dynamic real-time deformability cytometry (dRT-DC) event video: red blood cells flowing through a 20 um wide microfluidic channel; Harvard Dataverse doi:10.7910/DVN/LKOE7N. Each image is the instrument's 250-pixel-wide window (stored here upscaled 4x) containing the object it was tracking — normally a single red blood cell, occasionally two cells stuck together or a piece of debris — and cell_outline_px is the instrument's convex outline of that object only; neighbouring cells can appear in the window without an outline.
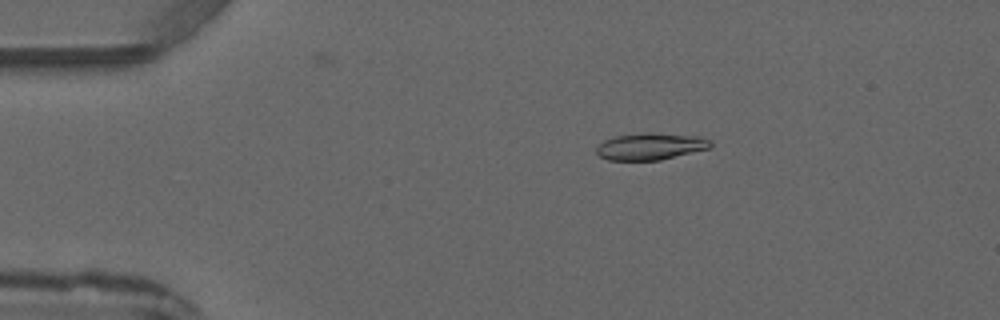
{"species": "common noctule bat (a hibernating species)", "species_latin": "Nyctalus noctula", "temperature_condition": "warm", "stored_images_in_passage": 5, "camera_frame_rate_fps": 3000, "um_per_image_px": 0.085, "animal": {"sex": "male", "forearm_length_mm": 52.5}, "frame": {"image": 1, "passage_image": 3, "time_ms": 2.667, "image_size_px": [1000, 320], "cell_outline_px": [[712, 144], [708, 148], [660, 160], [608, 160], [600, 156], [596, 152], [596, 148], [604, 140], [616, 136], [644, 132], [696, 136], [712, 140]], "centroid_in_image_um": [55.27, 12.44], "position_along_channel_um": 29.7, "area_um2": 17.63}}
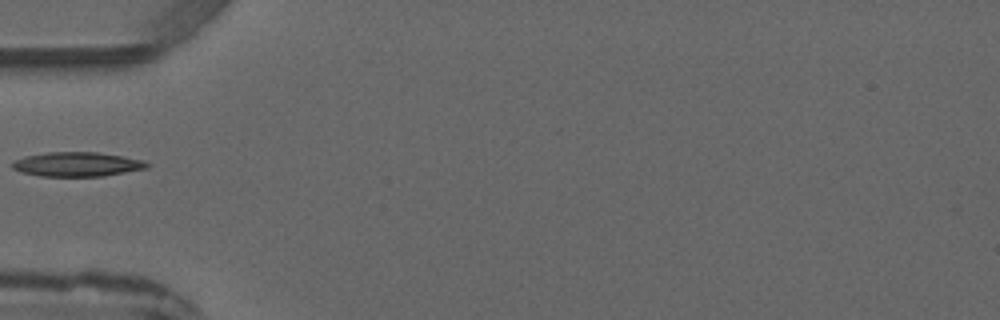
{"frame": {"image": 2, "passage_image": 5, "time_ms": 5.0, "image_size_px": [1000, 320], "cell_outline_px": [[148, 168], [104, 176], [40, 176], [20, 172], [12, 168], [12, 164], [16, 160], [24, 156], [48, 152], [96, 152], [144, 160], [148, 164]], "centroid_in_image_um": [6.54, 13.97], "position_along_channel_um": 78.5, "area_um2": 19.02}}